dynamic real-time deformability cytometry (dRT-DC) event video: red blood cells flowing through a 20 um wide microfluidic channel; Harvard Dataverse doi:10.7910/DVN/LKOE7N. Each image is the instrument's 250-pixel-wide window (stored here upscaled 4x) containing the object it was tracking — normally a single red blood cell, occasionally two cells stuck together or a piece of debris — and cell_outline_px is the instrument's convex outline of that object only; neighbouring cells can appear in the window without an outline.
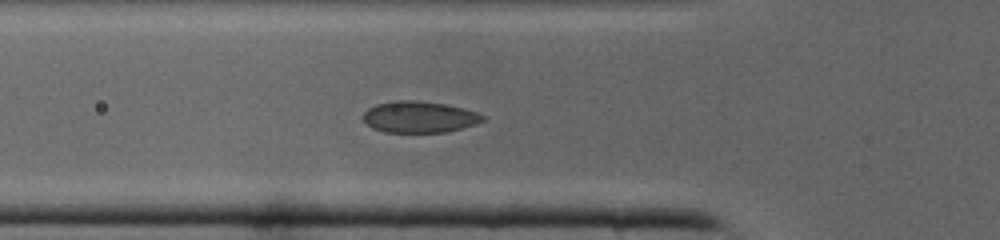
{"species": "common noctule bat (a hibernating species)", "species_latin": "Nyctalus noctula", "temperature_condition": "cold", "stored_images_in_passage": 37, "camera_frame_rate_fps": 3000, "um_per_image_px": 0.085, "animal": {"sex": "male", "body_mass_g": 19.0, "forearm_length_mm": 50.8}, "frame": {"image": 1, "passage_image": 13, "time_ms": 4.0, "image_size_px": [1000, 240], "cell_outline_px": [[484, 120], [476, 124], [444, 132], [384, 132], [372, 128], [364, 120], [364, 112], [368, 108], [376, 104], [392, 100], [416, 100], [448, 104], [464, 108], [476, 112], [484, 116]], "centroid_in_image_um": [35.63, 9.93], "position_along_channel_um": 90.2, "area_um2": 21.91}}
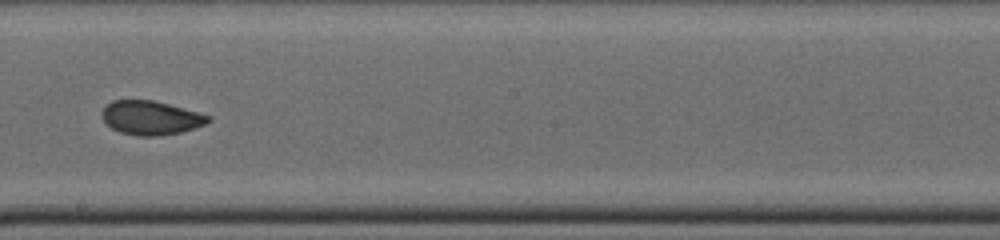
{"frame": {"image": 2, "passage_image": 22, "time_ms": 7.0, "image_size_px": [1000, 240], "cell_outline_px": [[212, 120], [204, 124], [180, 132], [160, 136], [136, 136], [120, 132], [112, 128], [104, 120], [100, 112], [112, 100], [152, 100], [168, 104], [212, 116]], "centroid_in_image_um": [12.81, 10.01], "position_along_channel_um": 235.4, "area_um2": 20.87}}
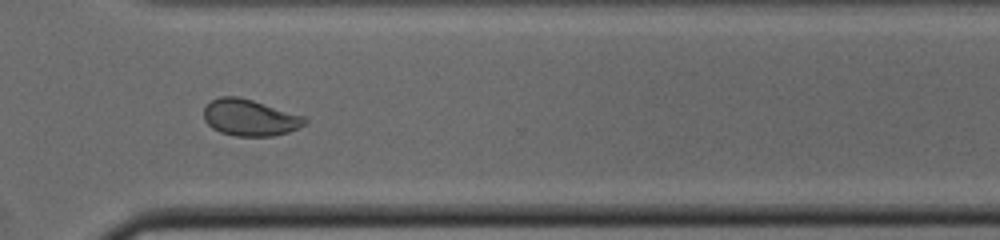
{"frame": {"image": 3, "passage_image": 29, "time_ms": 9.333, "image_size_px": [1000, 240], "cell_outline_px": [[308, 120], [304, 124], [288, 132], [272, 136], [236, 136], [220, 132], [212, 128], [204, 120], [204, 108], [212, 100], [220, 96], [236, 96], [252, 100], [304, 116]], "centroid_in_image_um": [21.21, 10.0], "position_along_channel_um": 349.4, "area_um2": 21.27}}